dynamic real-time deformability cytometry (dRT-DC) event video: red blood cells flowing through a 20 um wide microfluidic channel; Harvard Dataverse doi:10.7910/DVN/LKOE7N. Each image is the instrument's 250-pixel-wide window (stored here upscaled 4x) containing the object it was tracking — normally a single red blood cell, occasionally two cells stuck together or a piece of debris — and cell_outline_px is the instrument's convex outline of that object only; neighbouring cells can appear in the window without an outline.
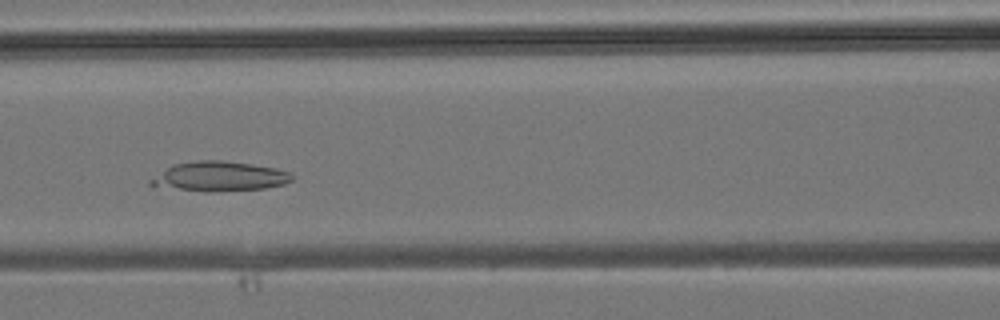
{"species": "common noctule bat (a hibernating species)", "species_latin": "Nyctalus noctula", "temperature_condition": "room temperature", "stored_images_in_passage": 30, "camera_frame_rate_fps": 3000, "um_per_image_px": 0.085, "animal": {"sex": "male", "body_mass_g": 19.2, "forearm_length_mm": 51.8}, "frame": {"image": 1, "passage_image": 10, "time_ms": 3.0, "image_size_px": [1000, 320], "cell_outline_px": [[296, 176], [292, 180], [284, 184], [264, 188], [152, 188], [148, 184], [148, 180], [172, 164], [196, 160], [220, 160], [252, 164], [276, 168], [292, 172]], "centroid_in_image_um": [18.65, 14.93], "position_along_channel_um": 148.0, "area_um2": 23.47}}
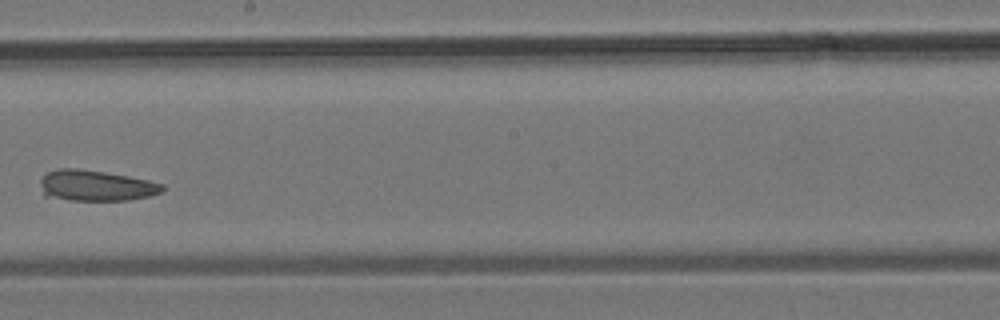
{"frame": {"image": 2, "passage_image": 15, "time_ms": 4.667, "image_size_px": [1000, 320], "cell_outline_px": [[164, 192], [148, 196], [128, 200], [72, 200], [44, 196], [40, 184], [40, 180], [48, 172], [56, 168], [76, 168], [104, 172], [128, 176], [148, 180], [164, 184]], "centroid_in_image_um": [8.15, 15.77], "position_along_channel_um": 240.0, "area_um2": 21.91}}
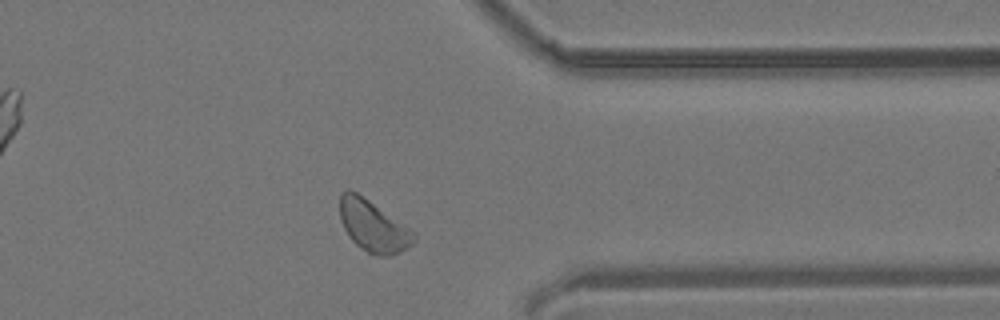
{"frame": {"image": 3, "passage_image": 23, "time_ms": 7.333, "image_size_px": [1000, 320], "cell_outline_px": [[416, 236], [412, 244], [408, 248], [392, 256], [376, 256], [360, 248], [348, 236], [340, 220], [340, 192], [348, 188], [356, 192], [416, 232]], "centroid_in_image_um": [31.71, 19.23], "position_along_channel_um": 379.7, "area_um2": 22.2}}